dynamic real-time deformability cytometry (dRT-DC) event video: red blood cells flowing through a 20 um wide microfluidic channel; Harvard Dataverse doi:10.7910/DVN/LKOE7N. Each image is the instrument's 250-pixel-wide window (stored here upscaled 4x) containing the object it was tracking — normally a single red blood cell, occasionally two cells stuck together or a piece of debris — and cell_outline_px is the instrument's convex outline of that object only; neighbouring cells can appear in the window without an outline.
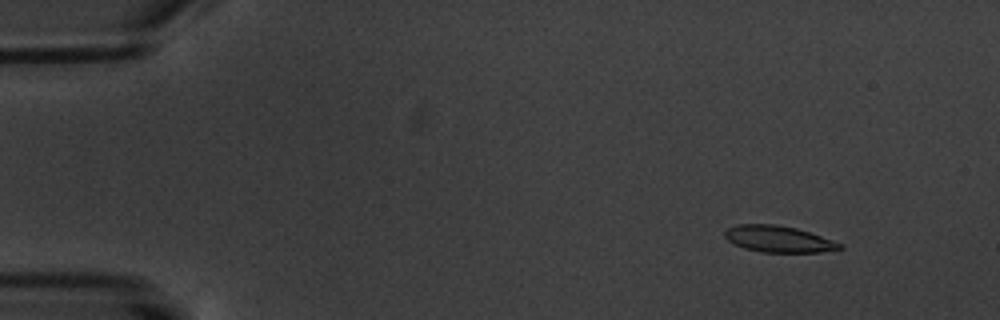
{"species": "common noctule bat (a hibernating species)", "species_latin": "Nyctalus noctula", "temperature_condition": "warm", "stored_images_in_passage": 12, "camera_frame_rate_fps": 3000, "um_per_image_px": 0.085, "animal": {"sex": "male", "body_mass_g": 20.1, "forearm_length_mm": 53.5}, "frame": {"image": 1, "passage_image": 3, "time_ms": 2.0, "image_size_px": [1000, 320], "cell_outline_px": [[844, 248], [820, 252], [760, 252], [744, 248], [728, 240], [724, 236], [724, 232], [728, 228], [740, 224], [776, 224], [796, 228], [844, 244]], "centroid_in_image_um": [66.18, 20.32], "position_along_channel_um": 18.8, "area_um2": 17.57}}
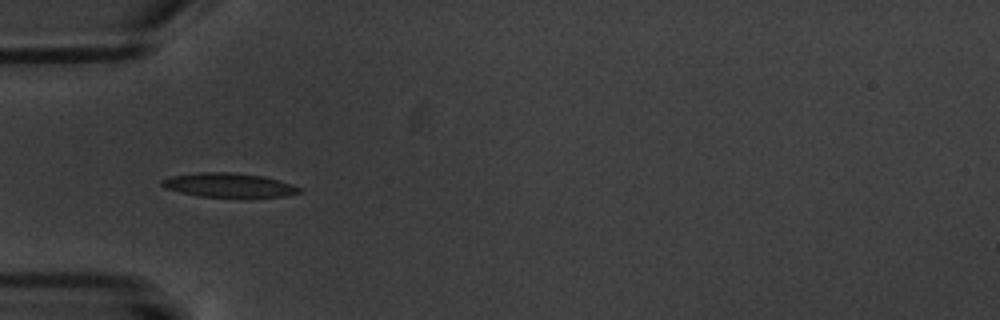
{"frame": {"image": 2, "passage_image": 6, "time_ms": 6.333, "image_size_px": [1000, 320], "cell_outline_px": [[304, 192], [284, 196], [200, 196], [180, 192], [168, 188], [160, 184], [160, 180], [172, 176], [196, 172], [236, 172], [264, 176], [292, 184], [304, 188]], "centroid_in_image_um": [19.49, 15.71], "position_along_channel_um": 65.5, "area_um2": 19.19}}
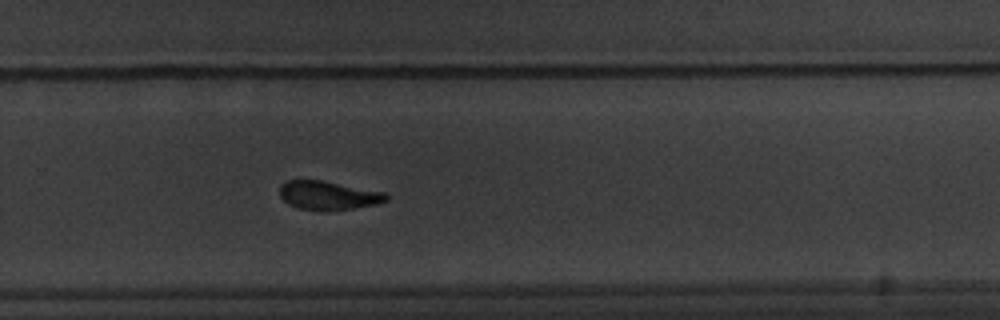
{"frame": {"image": 3, "passage_image": 12, "time_ms": 13.333, "image_size_px": [1000, 320], "cell_outline_px": [[388, 200], [376, 204], [352, 208], [296, 208], [288, 204], [280, 196], [280, 184], [288, 180], [320, 180], [384, 192], [388, 196]], "centroid_in_image_um": [27.88, 16.57], "position_along_channel_um": 301.9, "area_um2": 17.11}}